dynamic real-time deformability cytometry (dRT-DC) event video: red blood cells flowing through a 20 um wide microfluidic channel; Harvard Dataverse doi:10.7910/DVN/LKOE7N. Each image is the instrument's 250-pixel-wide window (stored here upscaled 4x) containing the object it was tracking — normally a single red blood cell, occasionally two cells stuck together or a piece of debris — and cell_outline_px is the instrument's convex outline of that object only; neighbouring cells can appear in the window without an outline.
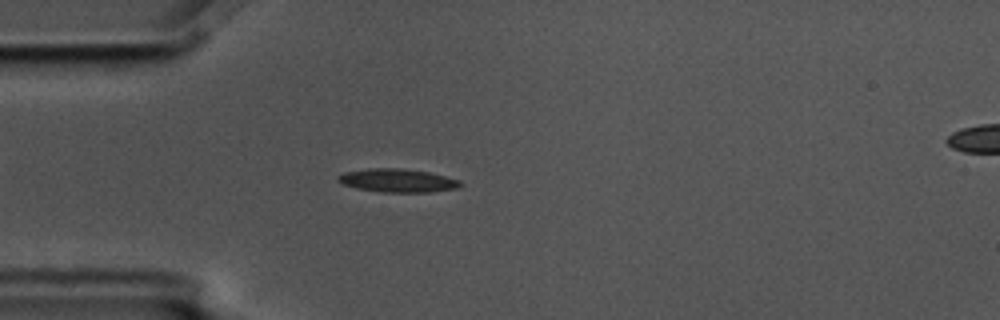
{"species": "common noctule bat (a hibernating species)", "species_latin": "Nyctalus noctula", "temperature_condition": "cold", "stored_images_in_passage": 3, "segment_of_instrument_passage": [1, 2], "camera_frame_rate_fps": 3000, "um_per_image_px": 0.085, "animal": {"sex": "male", "body_mass_g": 17.5, "forearm_length_mm": 52.3}, "frame": {"image": 1, "passage_image": 2, "time_ms": 0.333, "image_size_px": [1000, 320], "cell_outline_px": [[464, 184], [456, 188], [428, 192], [380, 192], [356, 188], [340, 184], [336, 180], [336, 176], [344, 172], [368, 168], [400, 168], [428, 172], [460, 180]], "centroid_in_image_um": [33.73, 15.34], "position_along_channel_um": 51.3, "area_um2": 16.76}}